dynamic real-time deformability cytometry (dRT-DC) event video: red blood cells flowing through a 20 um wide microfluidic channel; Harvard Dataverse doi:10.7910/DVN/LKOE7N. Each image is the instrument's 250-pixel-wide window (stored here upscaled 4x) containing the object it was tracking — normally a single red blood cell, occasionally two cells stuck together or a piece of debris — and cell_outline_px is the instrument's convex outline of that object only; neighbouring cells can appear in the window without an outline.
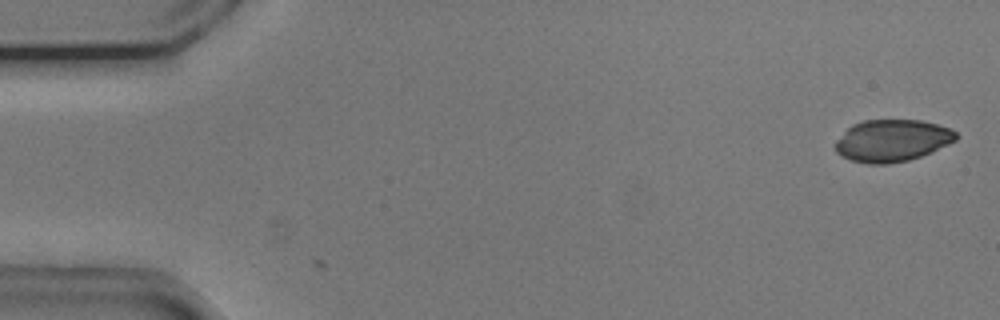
{"species": "common noctule bat (a hibernating species)", "species_latin": "Nyctalus noctula", "temperature_condition": "cold", "stored_images_in_passage": 2, "camera_frame_rate_fps": 3000, "um_per_image_px": 0.085, "animal": {"sex": "male", "body_mass_g": 20.5, "forearm_length_mm": 52.5}, "frame": {"image": 1, "passage_image": 2, "time_ms": 0.333, "image_size_px": [1000, 320], "cell_outline_px": [[960, 136], [956, 140], [948, 144], [920, 156], [908, 160], [888, 164], [868, 164], [852, 160], [836, 152], [836, 140], [852, 124], [864, 120], [920, 120], [952, 128]], "centroid_in_image_um": [75.85, 11.94], "position_along_channel_um": 9.2, "area_um2": 29.42}}